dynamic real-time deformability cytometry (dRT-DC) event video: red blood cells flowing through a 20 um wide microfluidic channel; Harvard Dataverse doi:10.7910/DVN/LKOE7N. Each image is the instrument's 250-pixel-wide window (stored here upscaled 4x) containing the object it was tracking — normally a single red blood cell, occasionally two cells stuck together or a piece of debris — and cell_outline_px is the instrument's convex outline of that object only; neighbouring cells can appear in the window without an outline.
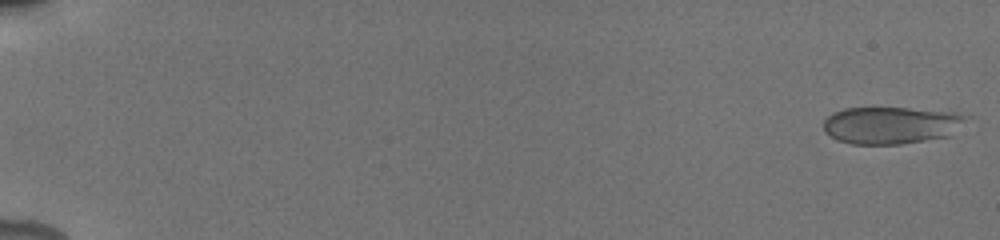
{"species": "human", "species_latin": "Homo sapiens", "temperature_condition": "cold", "stored_images_in_passage": 32, "camera_frame_rate_fps": 3000, "um_per_image_px": 0.085, "donor": {"sex": "male"}, "frame": {"image": 1, "passage_image": 1, "time_ms": 0.0, "image_size_px": [1000, 240], "cell_outline_px": [[972, 116], [948, 136], [900, 144], [852, 144], [836, 140], [824, 132], [824, 120], [832, 112], [844, 108], [908, 108], [960, 112]], "centroid_in_image_um": [75.75, 10.63], "position_along_channel_um": 9.2, "area_um2": 31.15}}
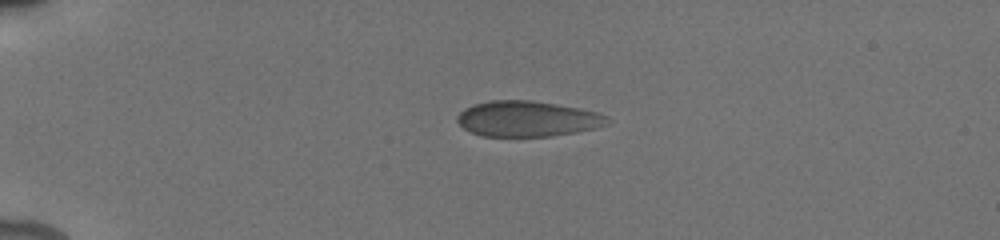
{"frame": {"image": 2, "passage_image": 20, "time_ms": 4.333, "image_size_px": [1000, 240], "cell_outline_px": [[612, 120], [608, 124], [596, 128], [576, 132], [552, 136], [480, 136], [464, 128], [456, 120], [456, 116], [464, 108], [472, 104], [488, 100], [532, 100], [556, 104], [596, 112], [608, 116]], "centroid_in_image_um": [44.82, 10.09], "position_along_channel_um": 40.2, "area_um2": 31.27}}